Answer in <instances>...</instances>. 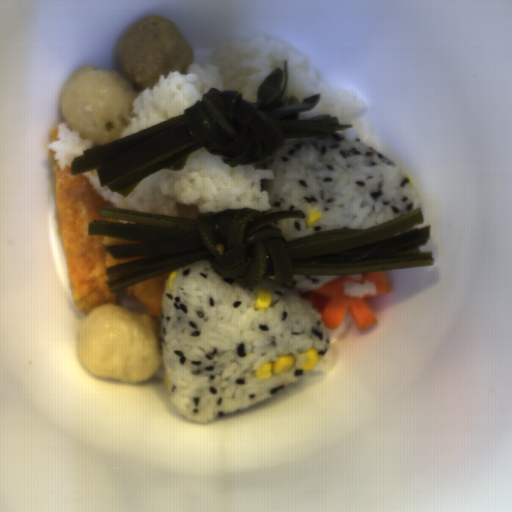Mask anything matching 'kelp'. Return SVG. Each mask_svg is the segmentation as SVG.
<instances>
[{"label":"kelp","instance_id":"99668d17","mask_svg":"<svg viewBox=\"0 0 512 512\" xmlns=\"http://www.w3.org/2000/svg\"><path fill=\"white\" fill-rule=\"evenodd\" d=\"M88 222V236L141 243L105 244L113 259L148 257L107 267L104 282L116 293L182 267L207 260L221 278H233L244 290L265 276L274 287L293 283V276H345L382 270L433 267L431 239L421 208L367 228L342 227L287 241L283 228L271 225L286 218H306L303 210L263 214L250 207H225L196 214L194 219L99 208Z\"/></svg>","mask_w":512,"mask_h":512},{"label":"kelp","instance_id":"cf089659","mask_svg":"<svg viewBox=\"0 0 512 512\" xmlns=\"http://www.w3.org/2000/svg\"><path fill=\"white\" fill-rule=\"evenodd\" d=\"M288 60L274 69L257 89L256 102L236 89L211 87L179 114L106 144H95L71 160V175L96 170L100 188L126 199L148 176L183 171L190 153L204 148L224 156L232 169L254 166L273 157L286 138L317 137L354 128L338 116L319 114L299 119L312 110L322 93L304 97L285 95Z\"/></svg>","mask_w":512,"mask_h":512}]
</instances>
